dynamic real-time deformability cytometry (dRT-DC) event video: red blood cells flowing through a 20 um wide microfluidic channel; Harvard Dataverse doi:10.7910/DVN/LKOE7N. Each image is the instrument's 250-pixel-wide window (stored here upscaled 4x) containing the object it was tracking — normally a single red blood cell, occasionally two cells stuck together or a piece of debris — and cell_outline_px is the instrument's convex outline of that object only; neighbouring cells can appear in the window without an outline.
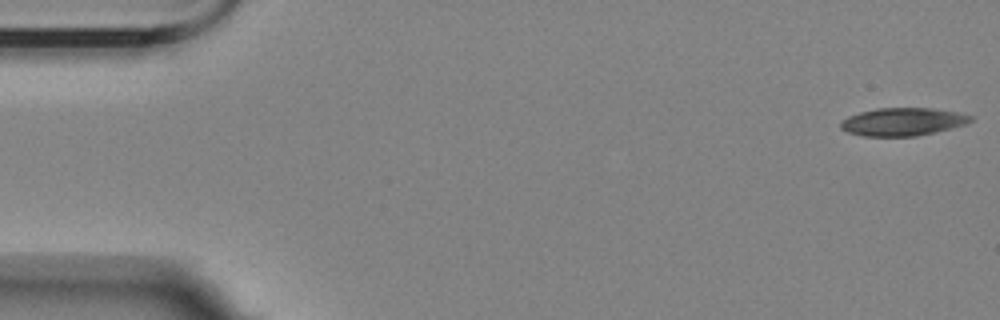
{"species": "Egyptian fruit bat (a non-hibernating species)", "species_latin": "Rousettus aegyptiacus", "temperature_condition": "room temperature", "stored_images_in_passage": 56, "camera_frame_rate_fps": 3000, "um_per_image_px": 0.085, "animal": {"sex": "female"}, "frame": {"image": 1, "passage_image": 1, "time_ms": 0.0, "image_size_px": [1000, 320], "cell_outline_px": [[972, 120], [964, 124], [916, 136], [864, 136], [848, 132], [840, 128], [840, 120], [848, 116], [860, 112], [876, 108], [932, 108], [956, 112], [972, 116]], "centroid_in_image_um": [76.66, 10.34], "position_along_channel_um": 8.3, "area_um2": 20.87}}
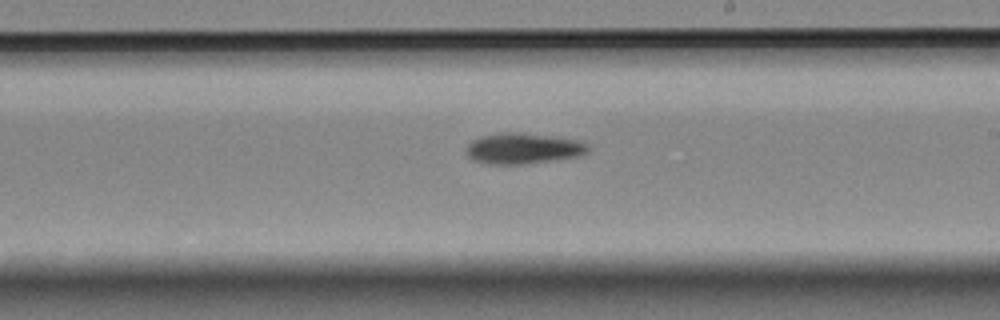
{"frame": {"image": 2, "passage_image": 32, "time_ms": 10.333, "image_size_px": [1000, 320], "cell_outline_px": [[588, 152], [580, 156], [524, 164], [492, 164], [472, 160], [468, 156], [468, 144], [472, 140], [480, 136], [504, 132], [520, 132], [560, 136], [584, 140], [588, 144]], "centroid_in_image_um": [44.54, 12.59], "position_along_channel_um": 244.5, "area_um2": 22.2}}
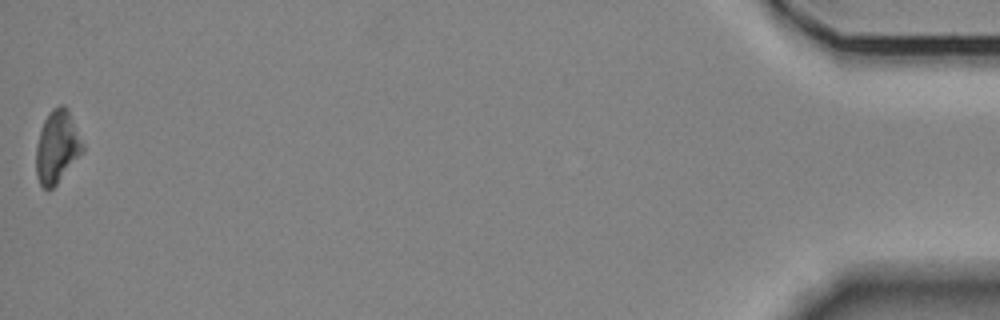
{"frame": {"image": 3, "passage_image": 56, "time_ms": 18.333, "image_size_px": [1000, 320], "cell_outline_px": [[84, 152], [56, 184], [52, 188], [44, 188], [40, 184], [36, 176], [36, 148], [40, 132], [44, 120], [48, 112], [52, 108], [60, 104], [64, 104], [68, 108], [84, 144]], "centroid_in_image_um": [4.87, 12.45], "position_along_channel_um": 430.3, "area_um2": 19.83}, "authors_computed_cell_mechanics": {"area_um2": 21.097, "velocity_mm_per_s": 3.5084, "shape_relaxation_time_tau1_ms": 4.0935, "shape_relaxation_time_tau2_ms": null, "deformation_change_tau1": 0.1297, "deformation_change_tau2": null}}